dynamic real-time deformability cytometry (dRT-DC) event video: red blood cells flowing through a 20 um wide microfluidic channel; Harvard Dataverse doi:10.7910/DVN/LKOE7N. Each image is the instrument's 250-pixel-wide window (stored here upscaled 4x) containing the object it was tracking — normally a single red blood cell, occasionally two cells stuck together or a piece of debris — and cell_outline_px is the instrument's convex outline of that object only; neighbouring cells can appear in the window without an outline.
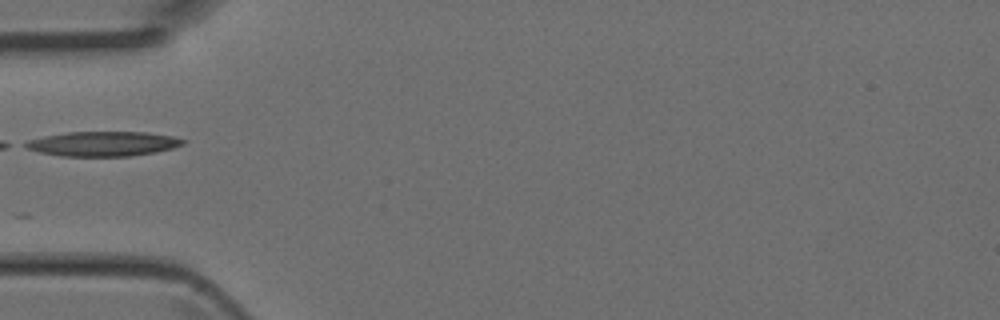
{"species": "Egyptian fruit bat (a non-hibernating species)", "species_latin": "Rousettus aegyptiacus", "temperature_condition": "room temperature", "stored_images_in_passage": 4, "camera_frame_rate_fps": 3000, "um_per_image_px": 0.085, "animal": {"sex": "female"}, "frame": {"image": 1, "passage_image": 4, "time_ms": 1.0, "image_size_px": [1000, 320], "cell_outline_px": [[188, 140], [184, 144], [172, 148], [156, 152], [132, 156], [60, 156], [40, 152], [28, 148], [20, 144], [28, 140], [44, 136], [68, 132], [148, 132], [172, 136]], "centroid_in_image_um": [8.77, 12.22], "position_along_channel_um": 76.2, "area_um2": 22.77}}